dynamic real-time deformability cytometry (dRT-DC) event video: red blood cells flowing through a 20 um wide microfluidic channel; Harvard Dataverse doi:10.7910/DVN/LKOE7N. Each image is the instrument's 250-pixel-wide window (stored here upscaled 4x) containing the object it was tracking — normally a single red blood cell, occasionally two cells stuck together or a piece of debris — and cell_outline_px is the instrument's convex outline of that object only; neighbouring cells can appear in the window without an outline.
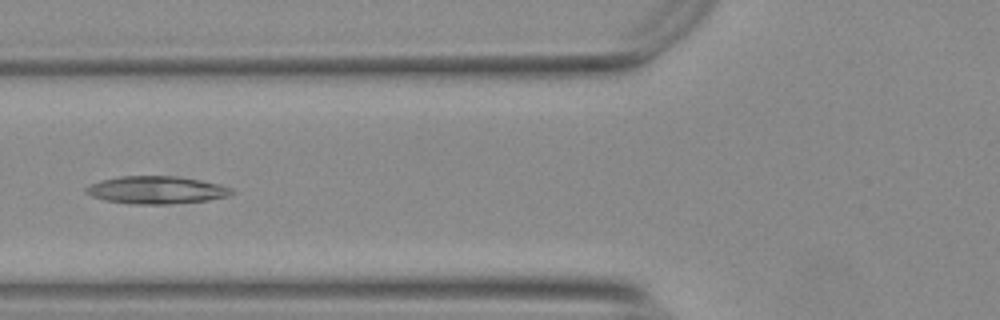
{"species": "Egyptian fruit bat (a non-hibernating species)", "species_latin": "Rousettus aegyptiacus", "temperature_condition": "warm", "stored_images_in_passage": 36, "camera_frame_rate_fps": 3000, "um_per_image_px": 0.085, "animal": {"sex": "female"}, "frame": {"image": 1, "passage_image": 8, "time_ms": 2.333, "image_size_px": [1000, 320], "cell_outline_px": [[232, 192], [228, 196], [208, 200], [164, 204], [132, 204], [104, 200], [92, 196], [84, 192], [84, 188], [88, 184], [100, 180], [120, 176], [176, 176], [200, 180], [216, 184], [228, 188]], "centroid_in_image_um": [13.18, 16.14], "position_along_channel_um": 112.6, "area_um2": 23.24}}
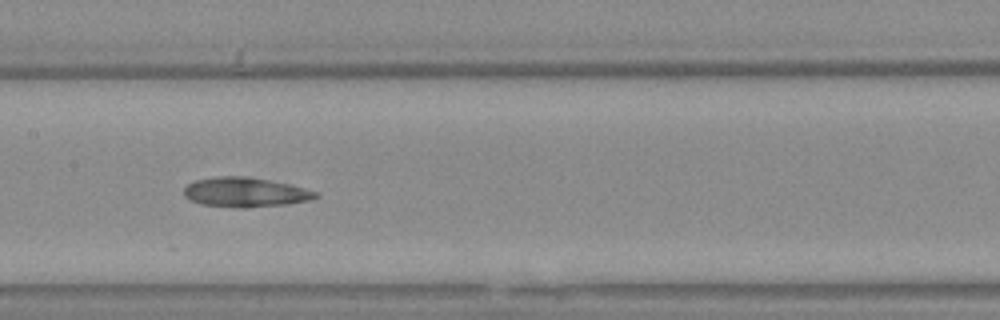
{"frame": {"image": 2, "passage_image": 14, "time_ms": 4.333, "image_size_px": [1000, 320], "cell_outline_px": [[320, 196], [308, 200], [288, 204], [244, 208], [232, 208], [200, 204], [184, 196], [184, 188], [188, 184], [196, 180], [220, 176], [248, 176], [288, 184], [316, 192]], "centroid_in_image_um": [20.81, 16.35], "position_along_channel_um": 186.6, "area_um2": 22.6}}
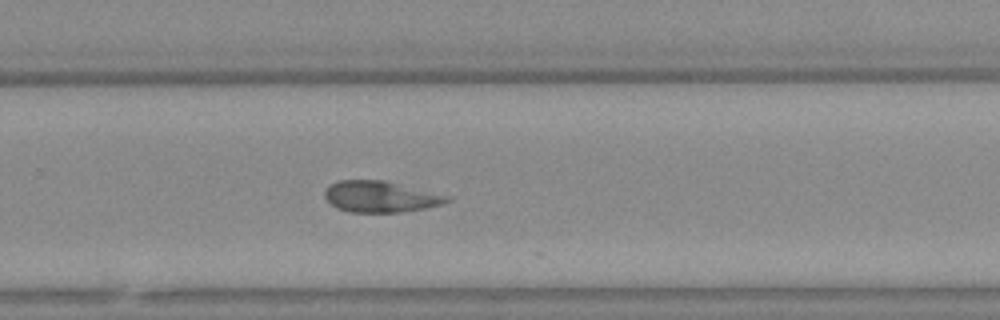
{"frame": {"image": 3, "passage_image": 23, "time_ms": 7.333, "image_size_px": [1000, 320], "cell_outline_px": [[452, 200], [428, 208], [400, 212], [348, 212], [336, 208], [324, 196], [324, 192], [328, 184], [336, 180], [384, 180], [452, 196]], "centroid_in_image_um": [32.34, 16.71], "position_along_channel_um": 297.5, "area_um2": 22.48}, "authors_computed_cell_mechanics": {"area_um2": 22.1085, "velocity_mm_per_s": 3.7158, "shape_relaxation_time_tau1_ms": null, "shape_relaxation_time_tau2_ms": 2.714, "deformation_change_tau1": null, "deformation_change_tau2": 0.0855}}